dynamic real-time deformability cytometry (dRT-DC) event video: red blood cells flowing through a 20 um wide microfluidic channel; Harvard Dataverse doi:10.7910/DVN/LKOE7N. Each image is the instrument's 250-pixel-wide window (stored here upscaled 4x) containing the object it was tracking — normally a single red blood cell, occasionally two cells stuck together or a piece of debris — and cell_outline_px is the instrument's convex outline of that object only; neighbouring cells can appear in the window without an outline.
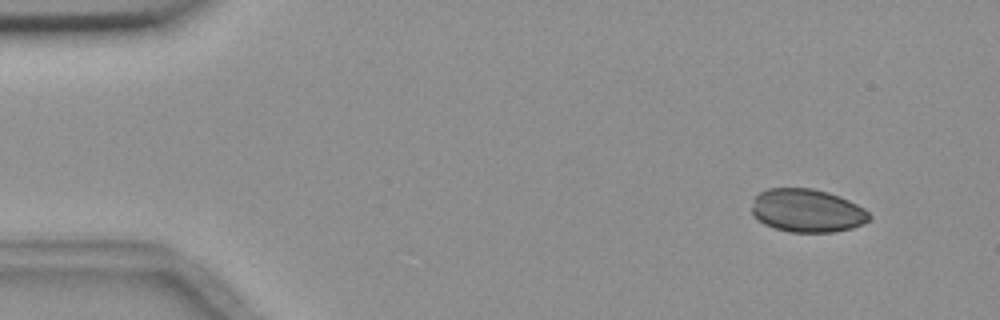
{"species": "common noctule bat (a hibernating species)", "species_latin": "Nyctalus noctula", "temperature_condition": "room temperature", "stored_images_in_passage": 4, "camera_frame_rate_fps": 3000, "um_per_image_px": 0.085, "animal": {"sex": "female", "body_mass_g": 18.4}, "frame": {"image": 1, "passage_image": 1, "time_ms": 0.0, "image_size_px": [1000, 320], "cell_outline_px": [[872, 216], [868, 220], [852, 228], [832, 232], [788, 232], [764, 224], [752, 216], [752, 208], [756, 196], [760, 192], [768, 188], [812, 188], [828, 192], [840, 196], [864, 208]], "centroid_in_image_um": [68.59, 17.9], "position_along_channel_um": 16.4, "area_um2": 29.54}}
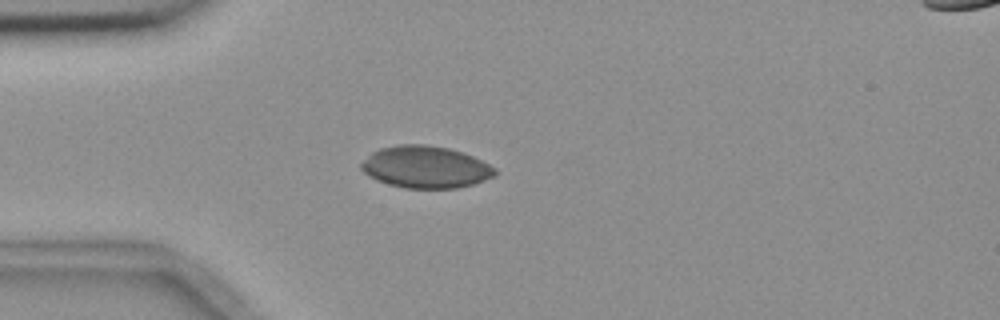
{"frame": {"image": 2, "passage_image": 4, "time_ms": 3.333, "image_size_px": [1000, 320], "cell_outline_px": [[496, 176], [472, 184], [456, 188], [404, 188], [388, 184], [376, 180], [368, 176], [360, 168], [360, 164], [372, 152], [380, 148], [400, 144], [424, 144], [448, 148], [472, 156], [496, 168]], "centroid_in_image_um": [36.15, 14.2], "position_along_channel_um": 48.9, "area_um2": 32.66}}